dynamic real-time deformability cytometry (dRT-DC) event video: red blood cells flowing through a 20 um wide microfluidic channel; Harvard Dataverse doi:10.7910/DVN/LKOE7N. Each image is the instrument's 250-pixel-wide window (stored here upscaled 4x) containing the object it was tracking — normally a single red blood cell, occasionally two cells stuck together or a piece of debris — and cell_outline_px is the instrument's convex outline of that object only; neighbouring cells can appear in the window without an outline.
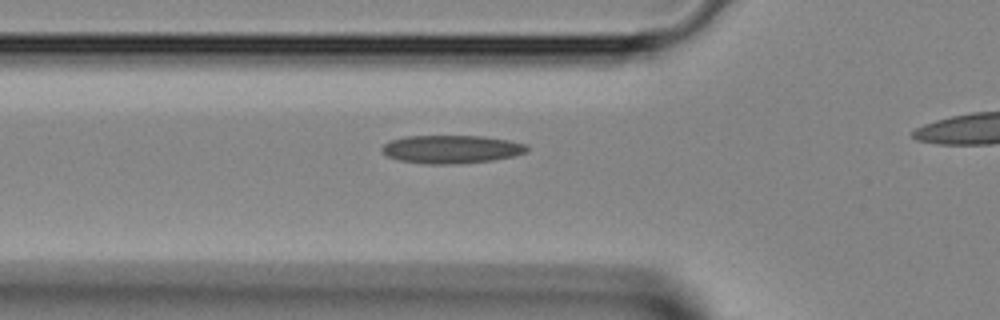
{"species": "Egyptian fruit bat (a non-hibernating species)", "species_latin": "Rousettus aegyptiacus", "temperature_condition": "room temperature", "stored_images_in_passage": 23, "camera_frame_rate_fps": 3000, "um_per_image_px": 0.085, "animal": {"sex": "female"}, "frame": {"image": 1, "passage_image": 2, "time_ms": 0.333, "image_size_px": [1000, 320], "cell_outline_px": [[528, 152], [512, 156], [492, 160], [452, 164], [428, 164], [400, 160], [388, 156], [380, 148], [384, 144], [392, 140], [404, 136], [484, 136], [508, 140], [528, 144]], "centroid_in_image_um": [38.4, 12.68], "position_along_channel_um": 87.4, "area_um2": 23.7}}
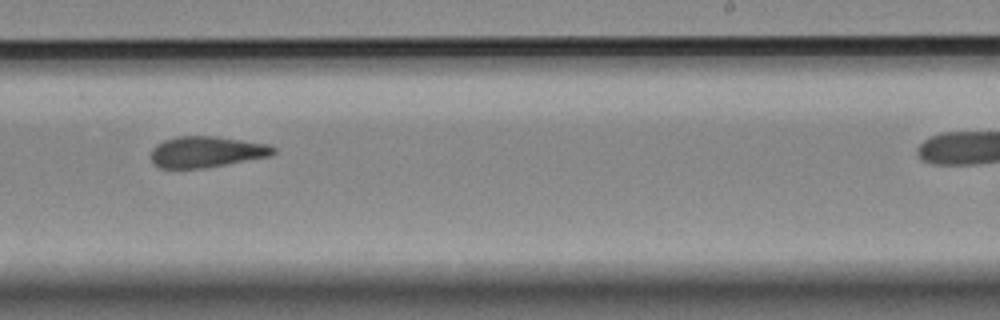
{"frame": {"image": 2, "passage_image": 14, "time_ms": 4.333, "image_size_px": [1000, 320], "cell_outline_px": [[276, 152], [268, 156], [204, 168], [160, 168], [152, 164], [152, 148], [156, 144], [164, 140], [180, 136], [216, 136], [268, 144], [276, 148]], "centroid_in_image_um": [17.52, 12.9], "position_along_channel_um": 271.5, "area_um2": 22.02}}
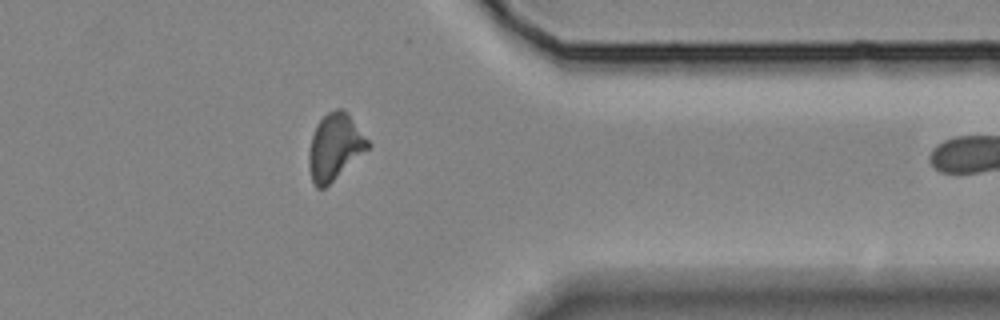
{"frame": {"image": 3, "passage_image": 22, "time_ms": 7.0, "image_size_px": [1000, 320], "cell_outline_px": [[372, 144], [368, 148], [324, 188], [316, 188], [312, 180], [308, 164], [308, 152], [312, 136], [316, 124], [328, 112], [336, 108], [344, 108], [348, 112]], "centroid_in_image_um": [28.45, 12.44], "position_along_channel_um": 382.9, "area_um2": 22.66}}